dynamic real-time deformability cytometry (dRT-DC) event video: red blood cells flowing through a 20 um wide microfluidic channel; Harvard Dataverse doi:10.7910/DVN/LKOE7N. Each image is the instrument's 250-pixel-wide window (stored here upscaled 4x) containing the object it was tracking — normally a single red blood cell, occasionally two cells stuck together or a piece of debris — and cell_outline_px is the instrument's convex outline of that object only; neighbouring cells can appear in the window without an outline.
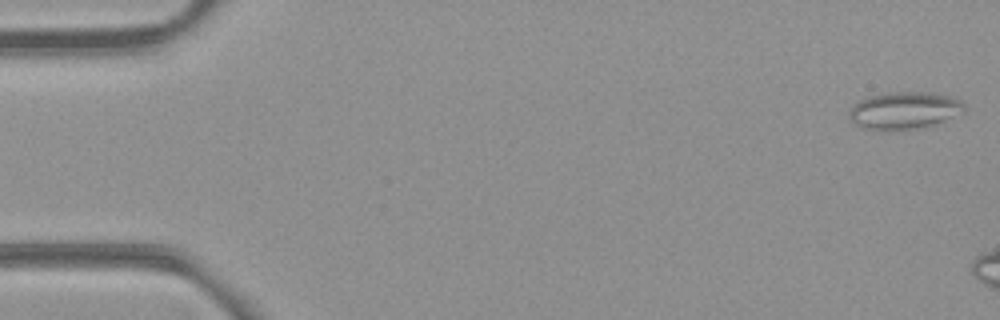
{"species": "common noctule bat (a hibernating species)", "species_latin": "Nyctalus noctula", "temperature_condition": "room temperature", "stored_images_in_passage": 13, "camera_frame_rate_fps": 3000, "um_per_image_px": 0.085, "animal": {"sex": "female", "body_mass_g": 21.9}, "frame": {"image": 1, "passage_image": 1, "time_ms": 0.0, "image_size_px": [1000, 320], "cell_outline_px": [[968, 108], [964, 112], [928, 128], [892, 132], [876, 132], [852, 124], [848, 116], [848, 112], [852, 104], [868, 96], [888, 92], [936, 92], [960, 100]], "centroid_in_image_um": [76.84, 9.44], "position_along_channel_um": 8.2, "area_um2": 26.3}}